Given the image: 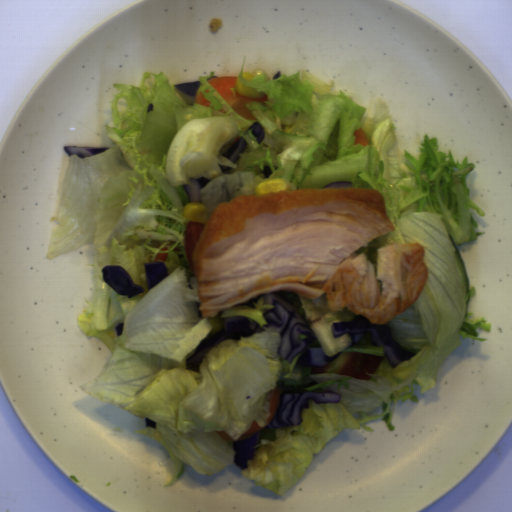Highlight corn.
Instances as JSON below:
<instances>
[{
  "mask_svg": "<svg viewBox=\"0 0 512 512\" xmlns=\"http://www.w3.org/2000/svg\"><path fill=\"white\" fill-rule=\"evenodd\" d=\"M184 216L190 221L207 224L208 213L202 202H187L183 208Z\"/></svg>",
  "mask_w": 512,
  "mask_h": 512,
  "instance_id": "obj_1",
  "label": "corn"
},
{
  "mask_svg": "<svg viewBox=\"0 0 512 512\" xmlns=\"http://www.w3.org/2000/svg\"><path fill=\"white\" fill-rule=\"evenodd\" d=\"M290 183L284 178H272L262 181L256 185V194H266L269 192L289 191Z\"/></svg>",
  "mask_w": 512,
  "mask_h": 512,
  "instance_id": "obj_2",
  "label": "corn"
},
{
  "mask_svg": "<svg viewBox=\"0 0 512 512\" xmlns=\"http://www.w3.org/2000/svg\"><path fill=\"white\" fill-rule=\"evenodd\" d=\"M235 89L237 93L248 98L260 99L265 95L263 92H258L253 87L242 84L239 80V77L236 79Z\"/></svg>",
  "mask_w": 512,
  "mask_h": 512,
  "instance_id": "obj_3",
  "label": "corn"
},
{
  "mask_svg": "<svg viewBox=\"0 0 512 512\" xmlns=\"http://www.w3.org/2000/svg\"><path fill=\"white\" fill-rule=\"evenodd\" d=\"M242 77L244 78V80L251 81L255 76L250 72L244 71L242 72Z\"/></svg>",
  "mask_w": 512,
  "mask_h": 512,
  "instance_id": "obj_4",
  "label": "corn"
}]
</instances>
